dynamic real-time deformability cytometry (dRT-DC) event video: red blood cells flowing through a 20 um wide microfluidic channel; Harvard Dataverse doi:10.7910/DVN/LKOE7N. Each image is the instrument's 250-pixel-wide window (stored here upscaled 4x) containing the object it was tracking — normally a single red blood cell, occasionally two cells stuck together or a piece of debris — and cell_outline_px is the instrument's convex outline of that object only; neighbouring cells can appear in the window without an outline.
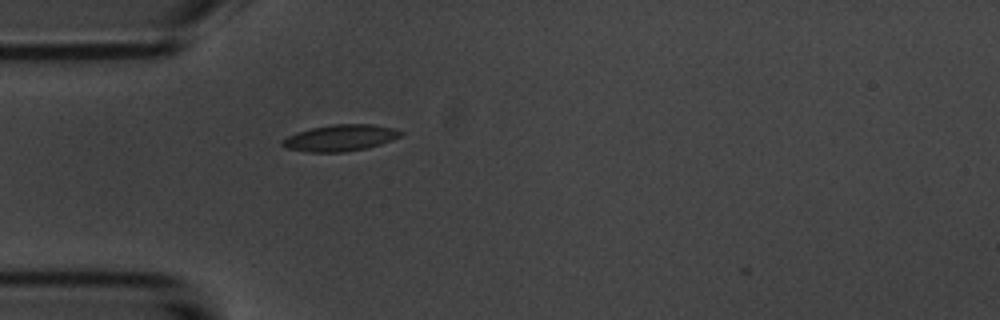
{"species": "common noctule bat (a hibernating species)", "species_latin": "Nyctalus noctula", "temperature_condition": "room temperature", "stored_images_in_passage": 2, "camera_frame_rate_fps": 3000, "um_per_image_px": 0.085, "animal": {"sex": "male", "body_mass_g": 20.1, "forearm_length_mm": 53.5}, "frame": {"image": 1, "passage_image": 2, "time_ms": 1.333, "image_size_px": [1000, 320], "cell_outline_px": [[404, 132], [400, 136], [392, 140], [368, 148], [344, 152], [308, 152], [288, 148], [280, 144], [280, 140], [288, 136], [312, 128], [332, 124], [372, 124], [396, 128]], "centroid_in_image_um": [28.96, 11.72], "position_along_channel_um": 56.0, "area_um2": 18.21}}